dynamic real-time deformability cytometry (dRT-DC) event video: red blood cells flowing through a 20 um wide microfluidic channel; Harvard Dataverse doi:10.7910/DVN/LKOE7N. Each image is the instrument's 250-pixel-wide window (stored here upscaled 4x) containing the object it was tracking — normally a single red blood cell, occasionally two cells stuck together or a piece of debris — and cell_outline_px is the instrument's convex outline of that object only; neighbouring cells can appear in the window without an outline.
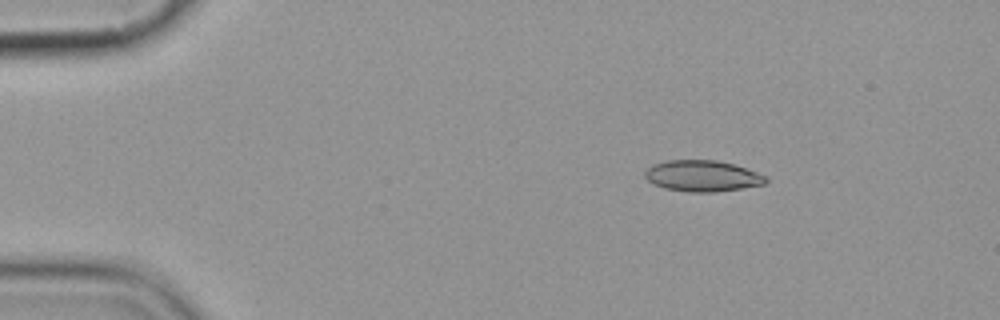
{"species": "common noctule bat (a hibernating species)", "species_latin": "Nyctalus noctula", "temperature_condition": "cold", "stored_images_in_passage": 6, "camera_frame_rate_fps": 3000, "um_per_image_px": 0.085, "animal": {"sex": "female", "body_mass_g": 19.9}, "frame": {"image": 1, "passage_image": 2, "time_ms": 1.333, "image_size_px": [1000, 320], "cell_outline_px": [[768, 180], [764, 184], [716, 192], [688, 192], [664, 188], [652, 184], [644, 176], [644, 172], [652, 164], [668, 160], [716, 160], [732, 164], [768, 176]], "centroid_in_image_um": [59.67, 14.96], "position_along_channel_um": 25.3, "area_um2": 21.91}}
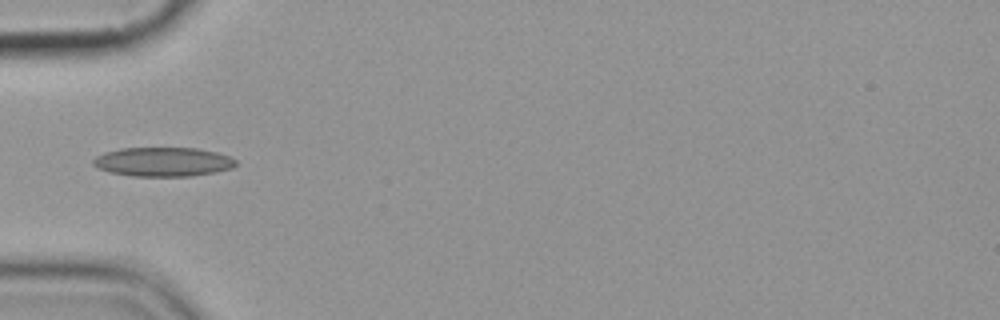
{"frame": {"image": 2, "passage_image": 5, "time_ms": 4.667, "image_size_px": [1000, 320], "cell_outline_px": [[236, 164], [232, 168], [216, 172], [192, 176], [132, 176], [108, 172], [96, 168], [92, 164], [92, 160], [96, 156], [104, 152], [120, 148], [196, 148], [216, 152], [228, 156], [236, 160]], "centroid_in_image_um": [13.81, 13.76], "position_along_channel_um": 71.2, "area_um2": 24.39}}
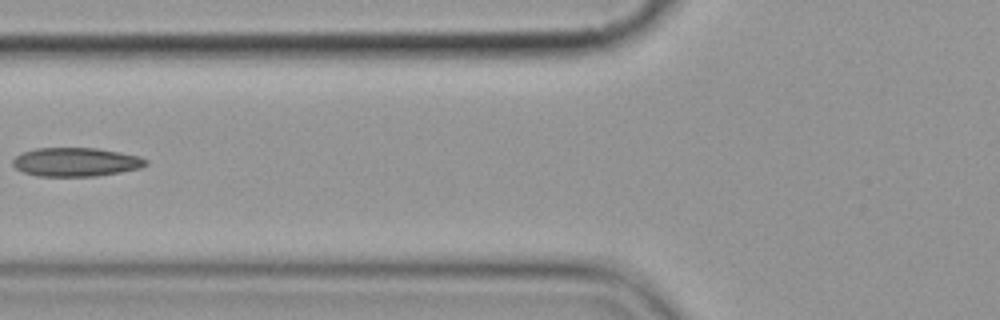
{"frame": {"image": 3, "passage_image": 6, "time_ms": 6.0, "image_size_px": [1000, 320], "cell_outline_px": [[148, 164], [140, 168], [120, 172], [96, 176], [36, 176], [24, 172], [16, 168], [12, 164], [12, 160], [16, 156], [24, 152], [36, 148], [96, 148], [120, 152], [140, 156], [148, 160]], "centroid_in_image_um": [6.47, 13.77], "position_along_channel_um": 119.3, "area_um2": 22.31}}